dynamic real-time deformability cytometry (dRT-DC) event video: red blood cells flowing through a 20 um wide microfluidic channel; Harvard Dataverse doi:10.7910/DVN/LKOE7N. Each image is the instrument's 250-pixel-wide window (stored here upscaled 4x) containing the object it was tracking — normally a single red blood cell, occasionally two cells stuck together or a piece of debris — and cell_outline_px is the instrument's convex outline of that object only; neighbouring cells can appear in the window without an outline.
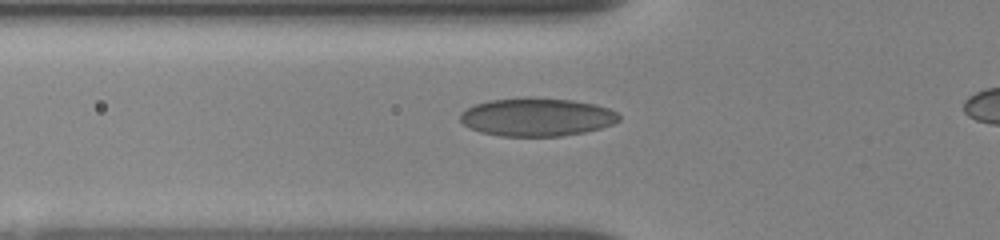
{"species": "human", "species_latin": "Homo sapiens", "temperature_condition": "room temperature", "stored_images_in_passage": 4, "camera_frame_rate_fps": 3000, "um_per_image_px": 0.085, "donor": {"sex": "female"}, "frame": {"image": 1, "passage_image": 2, "time_ms": 0.333, "image_size_px": [1000, 240], "cell_outline_px": [[620, 120], [612, 124], [600, 128], [584, 132], [560, 136], [500, 136], [480, 132], [468, 128], [460, 120], [460, 112], [476, 104], [488, 100], [524, 96], [528, 96], [572, 100], [596, 104], [608, 108], [616, 112], [620, 116]], "centroid_in_image_um": [45.6, 9.93], "position_along_channel_um": 80.2, "area_um2": 35.72}}